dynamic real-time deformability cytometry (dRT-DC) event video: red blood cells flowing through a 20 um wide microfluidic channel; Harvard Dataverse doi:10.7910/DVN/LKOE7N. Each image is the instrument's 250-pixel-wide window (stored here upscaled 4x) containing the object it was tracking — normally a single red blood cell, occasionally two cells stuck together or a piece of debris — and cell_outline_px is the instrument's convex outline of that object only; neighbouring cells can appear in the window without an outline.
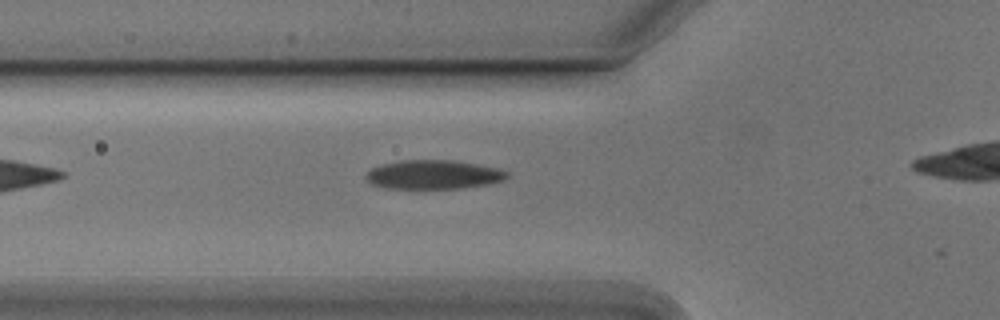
{"species": "Egyptian fruit bat (a non-hibernating species)", "species_latin": "Rousettus aegyptiacus", "temperature_condition": "cold", "stored_images_in_passage": 3, "camera_frame_rate_fps": 3000, "um_per_image_px": 0.085, "animal": {"sex": "male"}, "frame": {"image": 1, "passage_image": 2, "time_ms": 0.333, "image_size_px": [1000, 320], "cell_outline_px": [[508, 176], [504, 180], [488, 184], [464, 188], [416, 192], [384, 188], [372, 184], [364, 176], [372, 168], [384, 164], [400, 160], [452, 160], [476, 164], [496, 168], [508, 172]], "centroid_in_image_um": [36.8, 14.9], "position_along_channel_um": 89.0, "area_um2": 24.8}}